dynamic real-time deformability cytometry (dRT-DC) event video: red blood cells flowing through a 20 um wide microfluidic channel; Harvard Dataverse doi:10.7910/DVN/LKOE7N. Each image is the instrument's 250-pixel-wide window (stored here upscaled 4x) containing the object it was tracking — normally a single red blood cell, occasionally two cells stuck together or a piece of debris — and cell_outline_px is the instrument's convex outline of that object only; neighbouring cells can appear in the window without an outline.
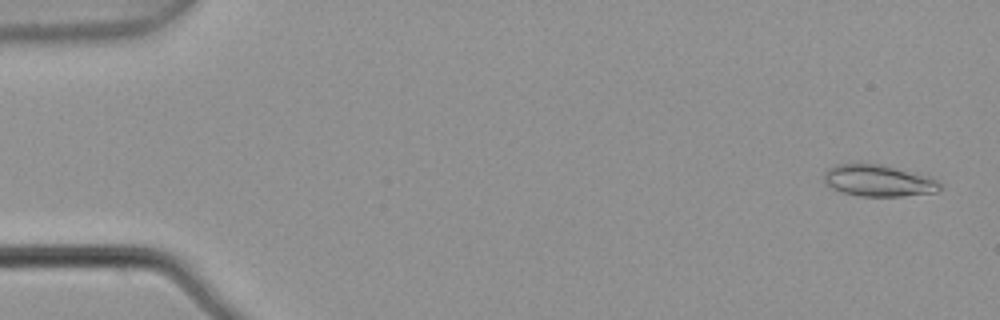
{"species": "common noctule bat (a hibernating species)", "species_latin": "Nyctalus noctula", "temperature_condition": "warm", "stored_images_in_passage": 5, "camera_frame_rate_fps": 3000, "um_per_image_px": 0.085, "animal": {"sex": "male", "body_mass_g": 21.5, "forearm_length_mm": 52.0}, "frame": {"image": 1, "passage_image": 1, "time_ms": 0.0, "image_size_px": [1000, 320], "cell_outline_px": [[944, 188], [936, 192], [904, 196], [860, 196], [844, 192], [832, 188], [824, 184], [824, 172], [828, 168], [836, 164], [880, 164], [928, 176], [944, 184]], "centroid_in_image_um": [74.69, 15.36], "position_along_channel_um": 10.3, "area_um2": 21.39}}
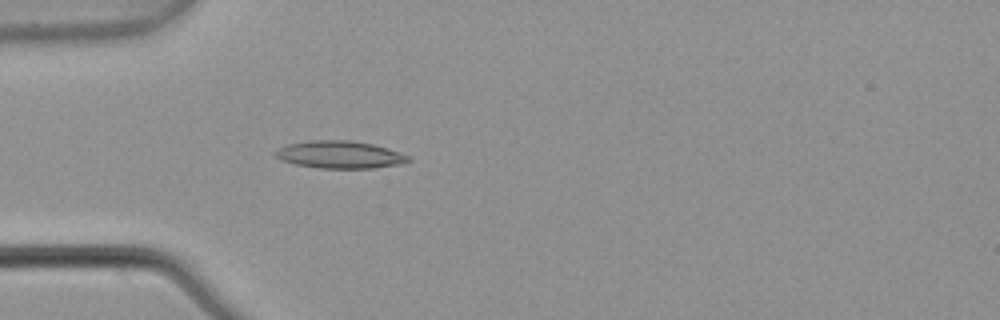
{"frame": {"image": 2, "passage_image": 5, "time_ms": 1.333, "image_size_px": [1000, 320], "cell_outline_px": [[412, 160], [400, 164], [372, 168], [320, 168], [296, 164], [280, 160], [276, 156], [276, 152], [280, 148], [288, 144], [308, 140], [352, 140], [372, 144], [388, 148], [408, 156]], "centroid_in_image_um": [28.89, 13.14], "position_along_channel_um": 56.1, "area_um2": 21.1}}